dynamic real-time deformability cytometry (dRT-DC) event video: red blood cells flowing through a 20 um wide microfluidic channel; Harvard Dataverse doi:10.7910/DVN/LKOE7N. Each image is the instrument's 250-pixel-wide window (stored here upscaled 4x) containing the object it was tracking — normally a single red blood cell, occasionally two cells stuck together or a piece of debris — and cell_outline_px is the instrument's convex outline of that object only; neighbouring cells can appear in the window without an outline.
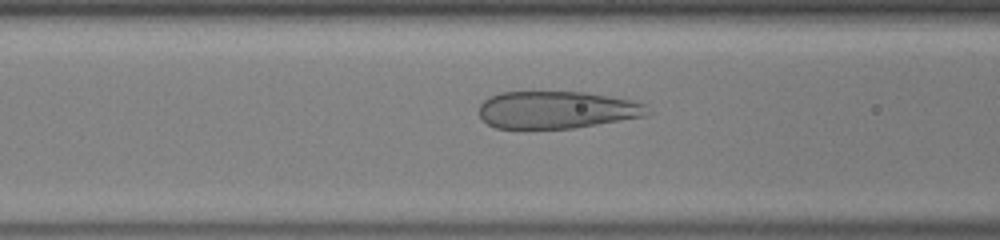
{"species": "human", "species_latin": "Homo sapiens", "temperature_condition": "warm", "stored_images_in_passage": 49, "camera_frame_rate_fps": 3000, "um_per_image_px": 0.085, "donor": {"sex": "male"}, "frame": {"image": 1, "passage_image": 20, "time_ms": 6.333, "image_size_px": [1000, 240], "cell_outline_px": [[652, 112], [648, 116], [572, 128], [524, 132], [520, 132], [496, 128], [488, 124], [480, 116], [480, 104], [484, 100], [500, 92], [584, 92], [632, 100], [644, 104]], "centroid_in_image_um": [47.29, 9.39], "position_along_channel_um": 119.3, "area_um2": 37.69}}
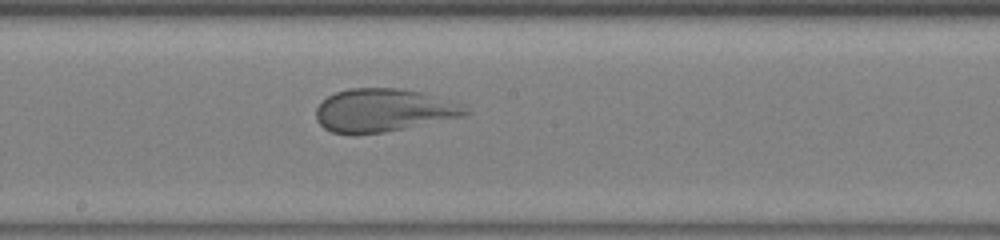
{"frame": {"image": 2, "passage_image": 27, "time_ms": 8.667, "image_size_px": [1000, 240], "cell_outline_px": [[472, 112], [464, 116], [384, 132], [352, 136], [332, 132], [324, 128], [316, 120], [316, 108], [328, 96], [336, 92], [348, 88], [400, 88], [420, 92], [452, 100], [464, 104]], "centroid_in_image_um": [32.6, 9.38], "position_along_channel_um": 215.6, "area_um2": 37.86}}
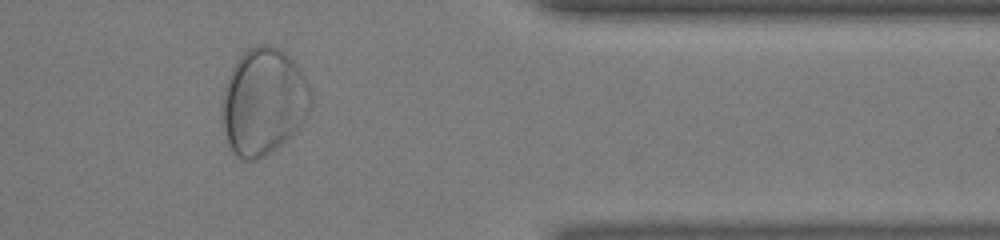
{"frame": {"image": 3, "passage_image": 41, "time_ms": 13.333, "image_size_px": [1000, 240], "cell_outline_px": [[312, 104], [304, 120], [280, 144], [264, 156], [256, 160], [244, 160], [236, 156], [232, 152], [228, 144], [224, 128], [220, 100], [228, 76], [240, 56], [248, 48], [256, 44], [268, 44], [280, 48], [300, 68], [312, 92]], "centroid_in_image_um": [22.38, 8.61], "position_along_channel_um": 389.0, "area_um2": 55.2}}